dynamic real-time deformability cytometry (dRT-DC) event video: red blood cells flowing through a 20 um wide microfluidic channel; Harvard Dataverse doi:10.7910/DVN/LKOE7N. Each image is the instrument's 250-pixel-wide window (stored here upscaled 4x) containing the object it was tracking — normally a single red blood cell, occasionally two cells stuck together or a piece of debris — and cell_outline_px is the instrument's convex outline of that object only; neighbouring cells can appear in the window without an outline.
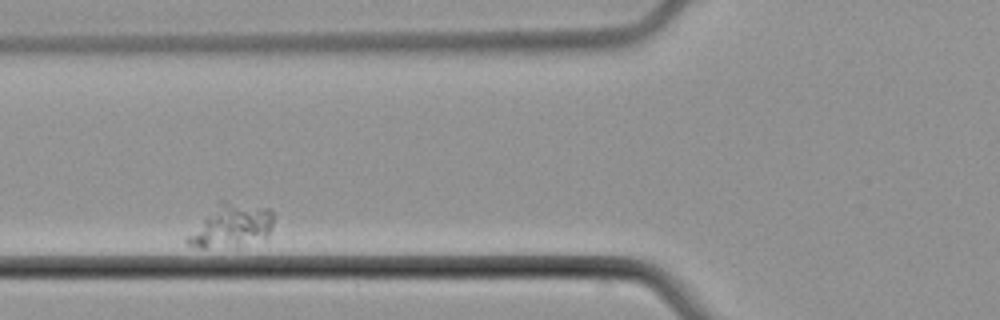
{"species": "common noctule bat (a hibernating species)", "species_latin": "Nyctalus noctula", "temperature_condition": "cold", "stored_images_in_passage": 4, "camera_frame_rate_fps": 3000, "um_per_image_px": 0.085, "animal": {"sex": "male", "body_mass_g": 21.5, "forearm_length_mm": 52.0}, "frame": {"image": 1, "passage_image": 2, "time_ms": 1.0, "image_size_px": [1000, 320], "cell_outline_px": [[276, 216], [272, 228], [268, 236], [236, 248], [200, 248], [188, 244], [184, 240], [184, 236], [220, 200], [224, 200], [268, 208]], "centroid_in_image_um": [19.64, 19.21], "position_along_channel_um": 106.2, "area_um2": 22.31}}
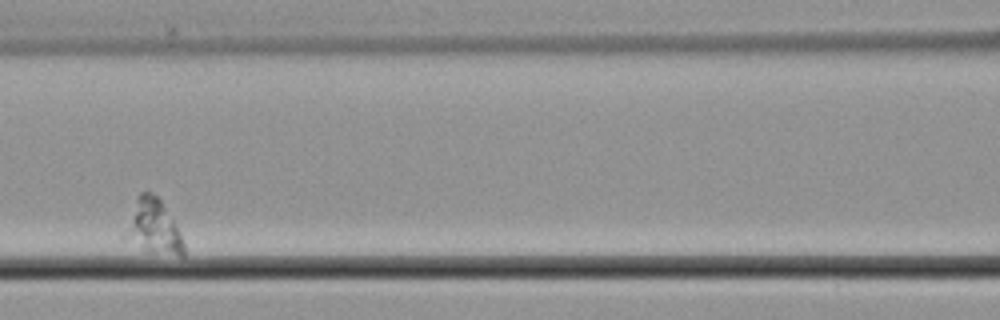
{"frame": {"image": 2, "passage_image": 3, "time_ms": 2.667, "image_size_px": [1000, 320], "cell_outline_px": [[184, 256], [180, 256], [148, 252], [120, 240], [120, 236], [136, 200], [140, 192], [152, 192], [160, 200], [180, 232], [184, 244]], "centroid_in_image_um": [12.95, 19.35], "position_along_channel_um": 153.6, "area_um2": 18.96}}
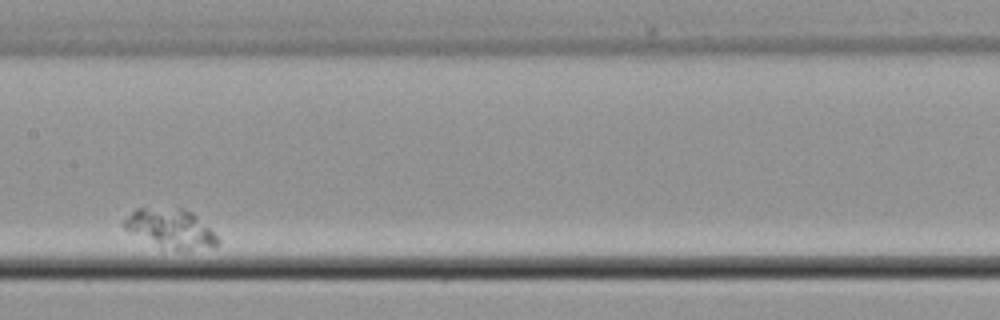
{"frame": {"image": 3, "passage_image": 4, "time_ms": 4.0, "image_size_px": [1000, 320], "cell_outline_px": [[220, 244], [216, 248], [188, 252], [160, 248], [124, 228], [124, 220], [136, 208], [180, 208], [192, 212], [220, 240]], "centroid_in_image_um": [14.57, 19.48], "position_along_channel_um": 192.8, "area_um2": 21.56}}